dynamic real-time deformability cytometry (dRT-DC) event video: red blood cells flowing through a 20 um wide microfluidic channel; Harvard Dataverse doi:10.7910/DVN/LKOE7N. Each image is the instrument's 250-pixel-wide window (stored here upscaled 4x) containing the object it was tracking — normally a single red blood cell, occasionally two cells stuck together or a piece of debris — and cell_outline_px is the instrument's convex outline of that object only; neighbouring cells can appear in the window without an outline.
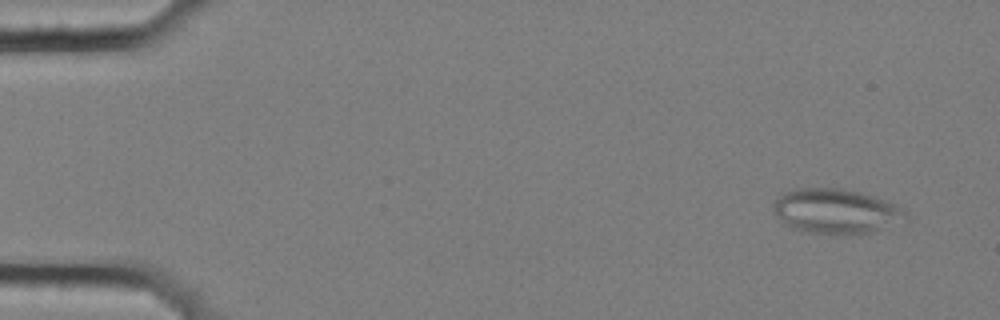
{"species": "common noctule bat (a hibernating species)", "species_latin": "Nyctalus noctula", "temperature_condition": "cold", "stored_images_in_passage": 54, "camera_frame_rate_fps": 3000, "um_per_image_px": 0.085, "animal": {"sex": "female", "body_mass_g": 25.1}, "frame": {"image": 1, "passage_image": 1, "time_ms": 0.0, "image_size_px": [1000, 320], "cell_outline_px": [[908, 220], [872, 232], [832, 236], [800, 232], [784, 224], [776, 216], [772, 208], [776, 200], [784, 192], [796, 188], [840, 188], [860, 192], [884, 200], [892, 204], [904, 212], [908, 216]], "centroid_in_image_um": [71.0, 17.99], "position_along_channel_um": 14.0, "area_um2": 34.91}}
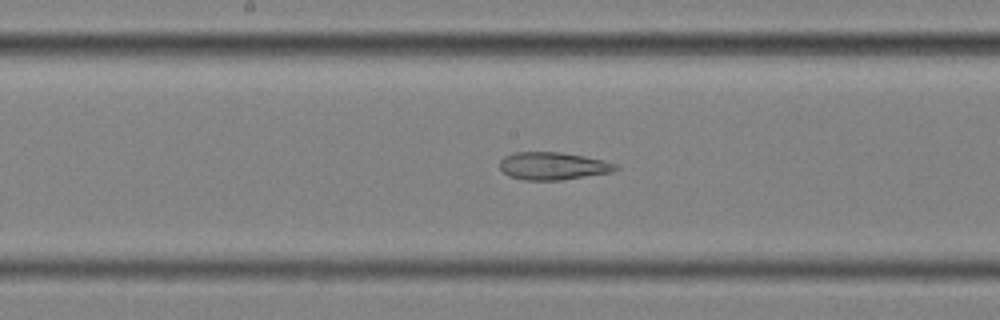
{"frame": {"image": 2, "passage_image": 27, "time_ms": 8.667, "image_size_px": [1000, 320], "cell_outline_px": [[620, 168], [612, 172], [560, 180], [524, 180], [508, 176], [500, 168], [500, 160], [504, 156], [516, 152], [560, 152], [584, 156], [604, 160], [616, 164]], "centroid_in_image_um": [47.0, 14.1], "position_along_channel_um": 201.2, "area_um2": 18.67}}
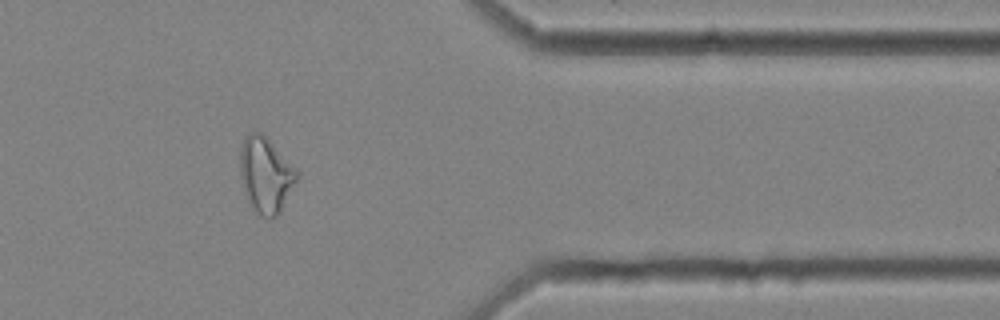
{"frame": {"image": 3, "passage_image": 44, "time_ms": 14.333, "image_size_px": [1000, 320], "cell_outline_px": [[300, 176], [280, 212], [272, 220], [268, 220], [260, 216], [256, 212], [248, 200], [240, 176], [240, 144], [244, 136], [248, 132], [260, 132], [300, 172]], "centroid_in_image_um": [22.59, 14.89], "position_along_channel_um": 388.8, "area_um2": 25.14}, "authors_computed_cell_mechanics": {"area_um2": 25.3164, "velocity_mm_per_s": 3.5797, "shape_relaxation_time_tau1_ms": null, "shape_relaxation_time_tau2_ms": 3.4394, "deformation_change_tau1": null, "deformation_change_tau2": 0.1305}}